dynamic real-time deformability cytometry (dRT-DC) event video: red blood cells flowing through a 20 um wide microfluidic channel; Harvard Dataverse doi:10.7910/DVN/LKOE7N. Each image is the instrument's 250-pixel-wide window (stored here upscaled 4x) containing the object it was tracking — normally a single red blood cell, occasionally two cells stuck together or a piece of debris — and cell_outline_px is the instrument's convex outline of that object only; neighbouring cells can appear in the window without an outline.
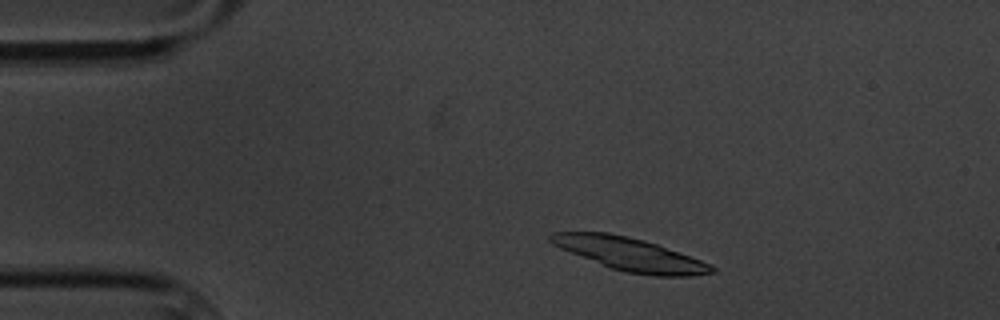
{"species": "common noctule bat (a hibernating species)", "species_latin": "Nyctalus noctula", "temperature_condition": "cold", "stored_images_in_passage": 54, "segment_of_instrument_passage": [1, 2], "camera_frame_rate_fps": 3000, "um_per_image_px": 0.085, "animal": {"sex": "male", "body_mass_g": 20.1, "forearm_length_mm": 53.5}, "frame": {"image": 1, "passage_image": 6, "time_ms": 1.667, "image_size_px": [1000, 320], "cell_outline_px": [[716, 272], [692, 276], [656, 276], [624, 272], [612, 268], [560, 248], [552, 244], [548, 240], [548, 236], [552, 232], [608, 232], [628, 236], [644, 240], [656, 244], [700, 260], [716, 268]], "centroid_in_image_um": [53.53, 21.6], "position_along_channel_um": 31.5, "area_um2": 30.63}}